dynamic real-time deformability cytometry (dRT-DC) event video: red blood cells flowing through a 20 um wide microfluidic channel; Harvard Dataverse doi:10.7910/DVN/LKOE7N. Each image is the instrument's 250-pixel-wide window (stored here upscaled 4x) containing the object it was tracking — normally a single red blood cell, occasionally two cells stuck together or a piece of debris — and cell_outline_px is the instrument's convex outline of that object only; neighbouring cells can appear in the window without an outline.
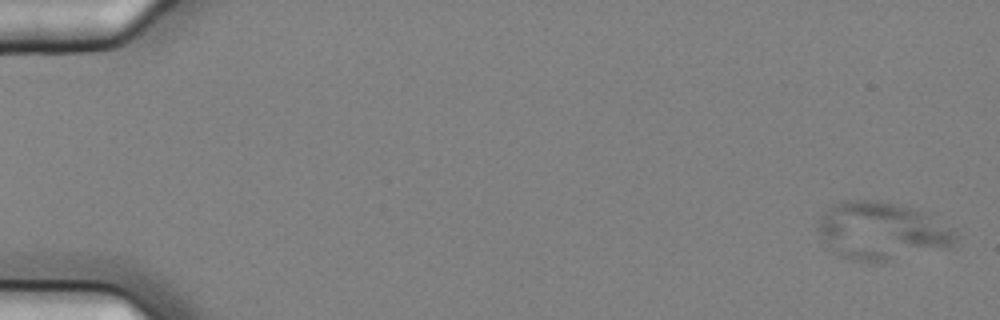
{"species": "common noctule bat (a hibernating species)", "species_latin": "Nyctalus noctula", "temperature_condition": "cold", "stored_images_in_passage": 6, "camera_frame_rate_fps": 3000, "um_per_image_px": 0.085, "animal": {"sex": "female", "body_mass_g": 25.1}, "frame": {"image": 1, "passage_image": 1, "time_ms": 0.0, "image_size_px": [1000, 320], "cell_outline_px": [[960, 236], [952, 248], [884, 260], [852, 260], [840, 256], [820, 236], [816, 228], [816, 220], [832, 204], [840, 200], [880, 200], [900, 204], [932, 212], [956, 228]], "centroid_in_image_um": [75.06, 19.57], "position_along_channel_um": 9.9, "area_um2": 47.4}}
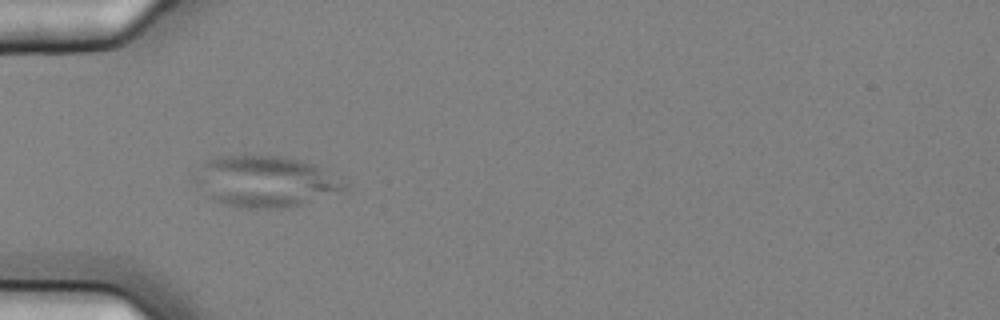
{"frame": {"image": 2, "passage_image": 5, "time_ms": 1.333, "image_size_px": [1000, 320], "cell_outline_px": [[348, 184], [344, 188], [304, 204], [284, 208], [248, 208], [224, 204], [204, 196], [192, 180], [204, 164], [208, 160], [220, 156], [288, 156], [316, 164], [348, 180]], "centroid_in_image_um": [22.57, 15.42], "position_along_channel_um": 62.4, "area_um2": 44.74}}
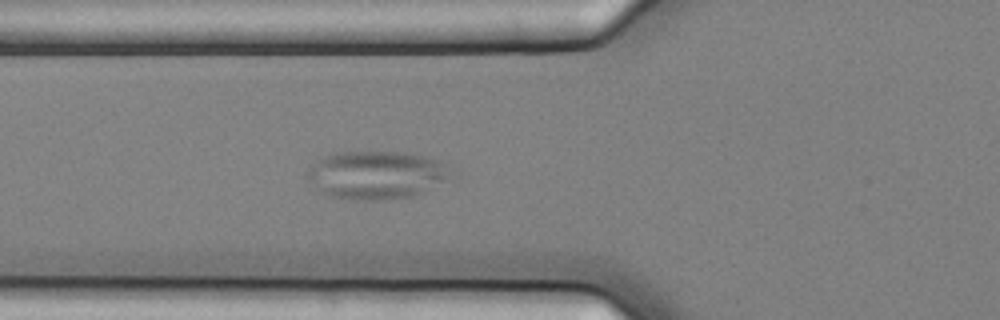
{"frame": {"image": 3, "passage_image": 6, "time_ms": 1.667, "image_size_px": [1000, 320], "cell_outline_px": [[460, 176], [412, 196], [384, 200], [360, 200], [328, 196], [320, 192], [316, 188], [308, 176], [308, 172], [312, 164], [320, 156], [328, 152], [404, 152], [432, 156], [448, 164], [460, 172]], "centroid_in_image_um": [32.14, 14.85], "position_along_channel_um": 93.7, "area_um2": 41.56}}